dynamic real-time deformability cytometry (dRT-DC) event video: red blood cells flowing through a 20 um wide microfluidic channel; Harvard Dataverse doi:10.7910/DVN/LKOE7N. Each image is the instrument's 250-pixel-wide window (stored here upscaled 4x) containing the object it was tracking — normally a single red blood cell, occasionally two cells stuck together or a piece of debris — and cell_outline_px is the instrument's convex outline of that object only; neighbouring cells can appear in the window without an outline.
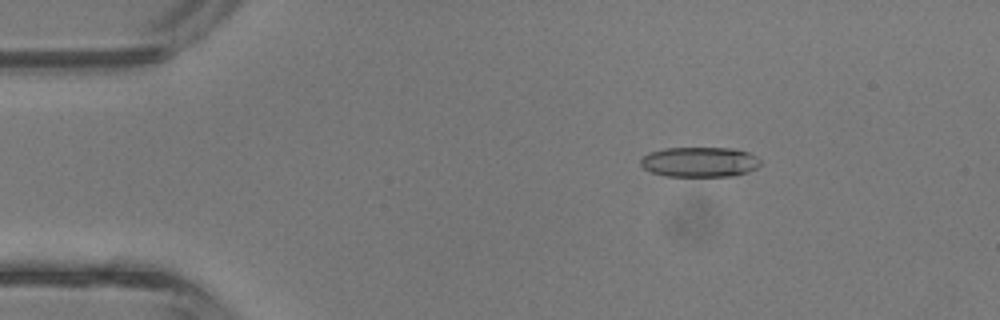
{"species": "common noctule bat (a hibernating species)", "species_latin": "Nyctalus noctula", "temperature_condition": "room temperature", "stored_images_in_passage": 4, "camera_frame_rate_fps": 3000, "um_per_image_px": 0.085, "animal": {"sex": "male", "body_mass_g": 13.3}, "frame": {"image": 1, "passage_image": 2, "time_ms": 0.333, "image_size_px": [1000, 320], "cell_outline_px": [[760, 164], [756, 168], [748, 172], [732, 176], [664, 176], [652, 172], [644, 168], [640, 164], [640, 160], [648, 152], [664, 148], [732, 148], [748, 152], [756, 156], [760, 160]], "centroid_in_image_um": [59.46, 13.77], "position_along_channel_um": 25.5, "area_um2": 21.04}}
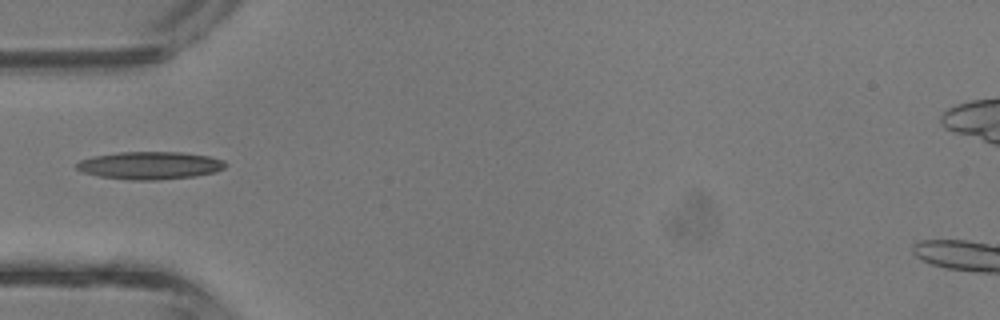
{"frame": {"image": 2, "passage_image": 4, "time_ms": 1.0, "image_size_px": [1000, 320], "cell_outline_px": [[228, 164], [224, 168], [216, 172], [196, 176], [160, 180], [128, 180], [100, 176], [84, 172], [76, 168], [76, 164], [80, 160], [92, 156], [120, 152], [180, 152], [208, 156], [224, 160]], "centroid_in_image_um": [12.77, 14.06], "position_along_channel_um": 72.2, "area_um2": 24.1}}